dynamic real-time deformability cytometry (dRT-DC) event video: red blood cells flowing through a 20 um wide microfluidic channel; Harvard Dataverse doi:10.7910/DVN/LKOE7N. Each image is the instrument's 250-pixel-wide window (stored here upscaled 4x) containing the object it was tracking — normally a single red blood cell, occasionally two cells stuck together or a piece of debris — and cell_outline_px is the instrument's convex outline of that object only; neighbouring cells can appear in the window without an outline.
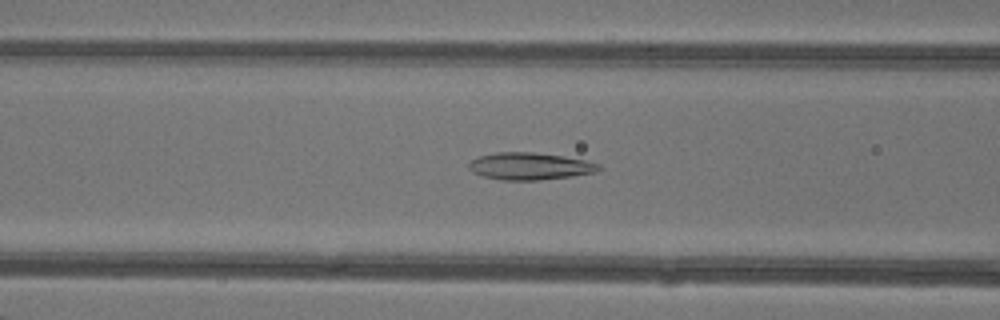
{"species": "common noctule bat (a hibernating species)", "species_latin": "Nyctalus noctula", "temperature_condition": "warm", "stored_images_in_passage": 47, "camera_frame_rate_fps": 3000, "um_per_image_px": 0.085, "animal": {"sex": "female"}, "frame": {"image": 1, "passage_image": 19, "time_ms": 6.0, "image_size_px": [1000, 320], "cell_outline_px": [[600, 168], [596, 172], [572, 176], [540, 180], [500, 180], [484, 176], [472, 172], [468, 168], [468, 164], [472, 160], [480, 156], [496, 152], [532, 152], [560, 156], [584, 160], [600, 164]], "centroid_in_image_um": [45.01, 14.13], "position_along_channel_um": 121.6, "area_um2": 20.4}}
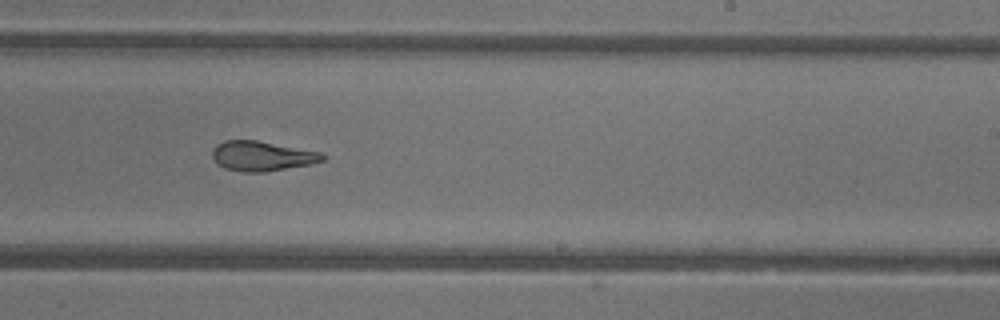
{"frame": {"image": 2, "passage_image": 29, "time_ms": 9.333, "image_size_px": [1000, 320], "cell_outline_px": [[328, 156], [324, 160], [312, 164], [268, 172], [240, 172], [224, 168], [216, 164], [212, 156], [212, 148], [216, 144], [224, 140], [256, 140], [320, 152]], "centroid_in_image_um": [22.25, 13.27], "position_along_channel_um": 266.8, "area_um2": 19.48}}
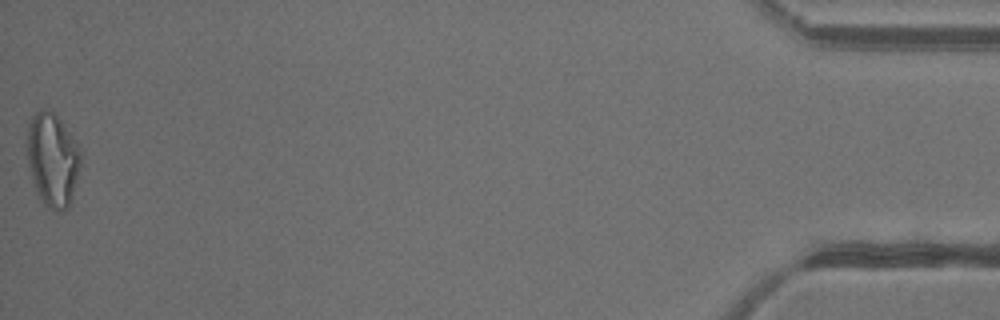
{"frame": {"image": 3, "passage_image": 47, "time_ms": 15.333, "image_size_px": [1000, 320], "cell_outline_px": [[80, 164], [72, 196], [68, 208], [60, 212], [48, 208], [40, 200], [32, 184], [28, 164], [28, 124], [32, 116], [36, 112], [44, 108], [52, 112], [60, 120], [76, 144], [80, 152]], "centroid_in_image_um": [4.44, 13.62], "position_along_channel_um": 430.8, "area_um2": 28.78}, "authors_computed_cell_mechanics": {"area_um2": 21.964, "velocity_mm_per_s": 4.3606, "shape_relaxation_time_tau1_ms": null, "shape_relaxation_time_tau2_ms": 1.9572, "deformation_change_tau1": null, "deformation_change_tau2": 0.105}}